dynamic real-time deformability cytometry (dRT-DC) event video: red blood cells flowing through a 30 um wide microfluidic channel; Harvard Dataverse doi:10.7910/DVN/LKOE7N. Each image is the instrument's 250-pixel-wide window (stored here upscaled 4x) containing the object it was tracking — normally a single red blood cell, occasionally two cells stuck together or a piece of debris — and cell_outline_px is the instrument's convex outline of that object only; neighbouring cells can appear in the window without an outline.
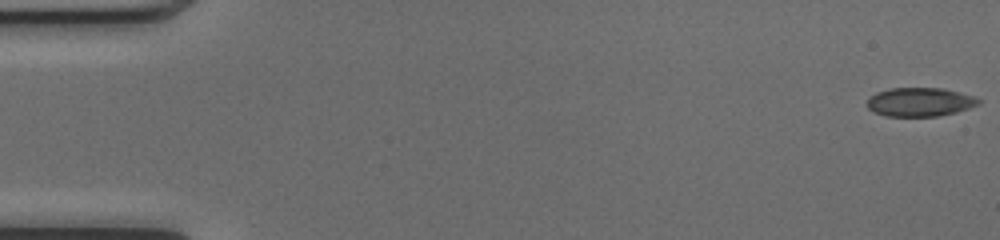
{"species": "common noctule bat (a hibernating species)", "species_latin": "Nyctalus noctula", "temperature_condition": "cold", "stored_images_in_passage": 10, "camera_frame_rate_fps": 3000, "um_per_image_px": 0.085, "animal": {"sex": "female", "body_mass_g": 17.0, "forearm_length_mm": 48.0}, "frame": {"image": 1, "passage_image": 1, "time_ms": 0.0, "image_size_px": [1000, 240], "cell_outline_px": [[980, 104], [956, 112], [940, 116], [884, 116], [872, 112], [864, 104], [868, 96], [876, 92], [888, 88], [944, 88], [960, 92], [972, 96], [980, 100]], "centroid_in_image_um": [78.11, 8.67], "position_along_channel_um": 6.9, "area_um2": 19.02}}